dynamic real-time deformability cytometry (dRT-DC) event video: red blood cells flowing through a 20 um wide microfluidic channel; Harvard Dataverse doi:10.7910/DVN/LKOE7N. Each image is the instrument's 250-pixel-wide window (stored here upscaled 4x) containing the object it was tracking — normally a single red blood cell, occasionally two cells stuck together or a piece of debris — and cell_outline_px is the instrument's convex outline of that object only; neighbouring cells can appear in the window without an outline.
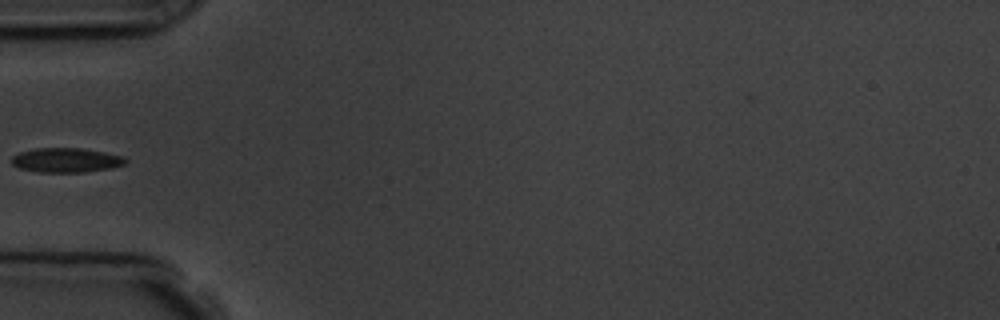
{"species": "common noctule bat (a hibernating species)", "species_latin": "Nyctalus noctula", "temperature_condition": "room temperature", "stored_images_in_passage": 7, "segment_of_instrument_passage": [2, 2], "camera_frame_rate_fps": 3000, "um_per_image_px": 0.085, "animal": {"sex": "male", "body_mass_g": 19.5, "forearm_length_mm": 54.6}, "frame": {"image": 1, "passage_image": 6, "time_ms": 5.667, "image_size_px": [1000, 320], "cell_outline_px": [[128, 160], [124, 164], [112, 168], [84, 172], [40, 172], [20, 168], [12, 164], [12, 156], [20, 152], [36, 148], [80, 148], [104, 152], [124, 156]], "centroid_in_image_um": [5.64, 13.61], "position_along_channel_um": 79.4, "area_um2": 16.18}}